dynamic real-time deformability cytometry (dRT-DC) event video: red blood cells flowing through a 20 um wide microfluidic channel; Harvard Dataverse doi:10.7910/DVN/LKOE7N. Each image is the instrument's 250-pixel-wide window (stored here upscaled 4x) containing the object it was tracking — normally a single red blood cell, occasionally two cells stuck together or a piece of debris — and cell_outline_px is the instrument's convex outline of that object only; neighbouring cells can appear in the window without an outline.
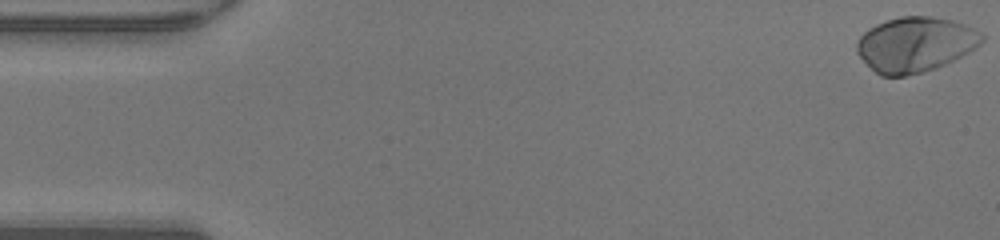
{"species": "human", "species_latin": "Homo sapiens", "temperature_condition": "warm", "stored_images_in_passage": 49, "camera_frame_rate_fps": 3000, "um_per_image_px": 0.085, "donor": {"sex": "male"}, "frame": {"image": 1, "passage_image": 1, "time_ms": 0.0, "image_size_px": [1000, 240], "cell_outline_px": [[984, 40], [980, 44], [968, 52], [936, 68], [904, 76], [880, 76], [856, 52], [856, 44], [860, 36], [868, 28], [876, 24], [900, 16], [932, 16], [952, 20], [964, 24], [980, 32], [984, 36]], "centroid_in_image_um": [77.78, 3.76], "position_along_channel_um": 7.2, "area_um2": 39.77}}
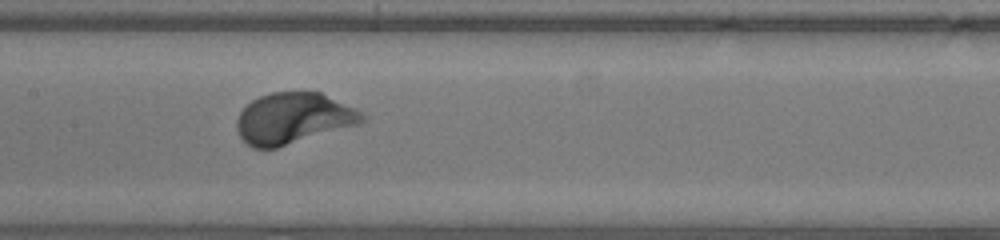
{"frame": {"image": 2, "passage_image": 24, "time_ms": 7.667, "image_size_px": [1000, 240], "cell_outline_px": [[364, 120], [360, 124], [276, 148], [252, 148], [240, 136], [236, 128], [236, 120], [240, 112], [252, 100], [260, 96], [272, 92], [320, 92], [356, 108], [364, 116]], "centroid_in_image_um": [24.92, 10.06], "position_along_channel_um": 182.5, "area_um2": 37.11}}
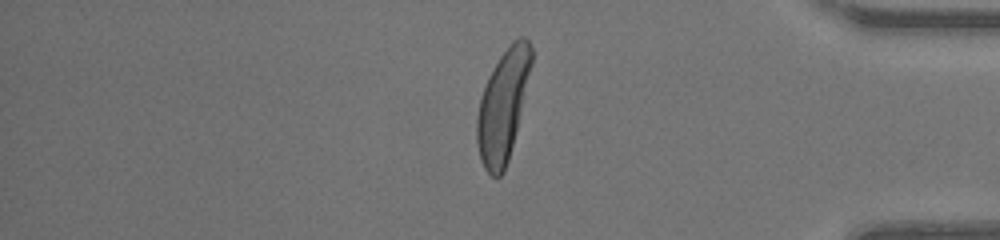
{"frame": {"image": 3, "passage_image": 41, "time_ms": 13.333, "image_size_px": [1000, 240], "cell_outline_px": [[532, 64], [508, 160], [504, 172], [500, 176], [492, 176], [484, 168], [480, 160], [476, 140], [476, 120], [480, 96], [488, 76], [500, 56], [512, 40], [520, 36], [524, 36], [528, 40], [532, 48]], "centroid_in_image_um": [42.72, 8.95], "position_along_channel_um": 392.5, "area_um2": 34.85}}